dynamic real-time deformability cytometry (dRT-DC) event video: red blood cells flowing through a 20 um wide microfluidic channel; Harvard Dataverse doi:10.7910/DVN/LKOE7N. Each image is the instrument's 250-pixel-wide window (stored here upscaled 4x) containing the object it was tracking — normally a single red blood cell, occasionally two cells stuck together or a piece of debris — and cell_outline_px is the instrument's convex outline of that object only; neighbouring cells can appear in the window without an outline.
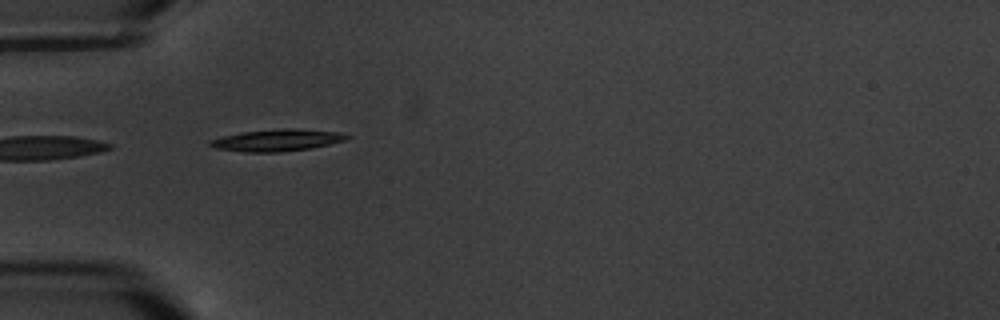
{"species": "common noctule bat (a hibernating species)", "species_latin": "Nyctalus noctula", "temperature_condition": "warm", "stored_images_in_passage": 4, "camera_frame_rate_fps": 3000, "um_per_image_px": 0.085, "animal": {"sex": "male", "body_mass_g": 20.1, "forearm_length_mm": 53.5}, "frame": {"image": 1, "passage_image": 2, "time_ms": 1.0, "image_size_px": [1000, 320], "cell_outline_px": [[352, 136], [344, 140], [328, 144], [308, 148], [280, 152], [244, 152], [212, 148], [208, 144], [208, 140], [220, 136], [240, 132], [284, 128], [296, 128], [340, 132]], "centroid_in_image_um": [23.47, 11.91], "position_along_channel_um": 61.5, "area_um2": 17.57}}
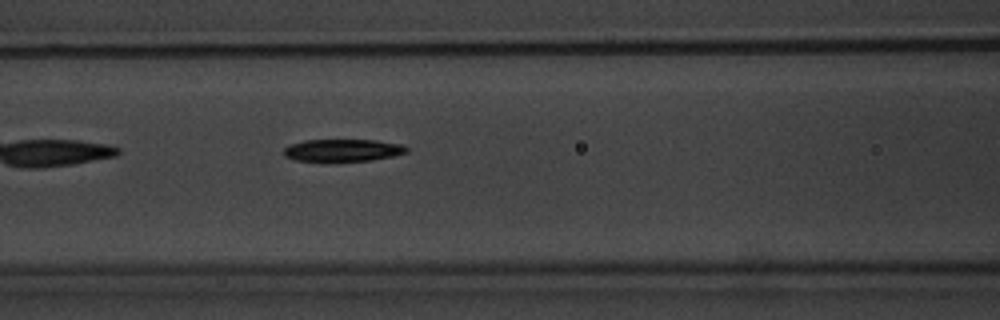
{"frame": {"image": 2, "passage_image": 4, "time_ms": 3.333, "image_size_px": [1000, 320], "cell_outline_px": [[408, 152], [392, 156], [372, 160], [296, 160], [284, 156], [284, 148], [288, 144], [304, 140], [376, 140], [400, 144], [408, 148]], "centroid_in_image_um": [29.12, 12.75], "position_along_channel_um": 137.5, "area_um2": 15.66}}